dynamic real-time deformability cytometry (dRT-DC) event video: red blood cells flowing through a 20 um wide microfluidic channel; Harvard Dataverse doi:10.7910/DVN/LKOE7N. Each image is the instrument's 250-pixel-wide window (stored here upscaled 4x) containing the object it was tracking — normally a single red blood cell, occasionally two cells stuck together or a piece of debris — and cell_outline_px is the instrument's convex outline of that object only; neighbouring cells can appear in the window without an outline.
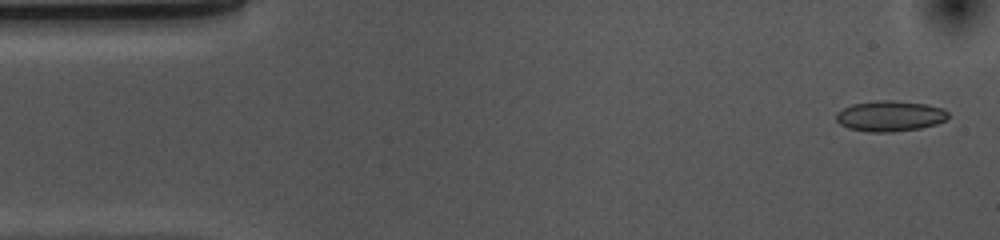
{"species": "common noctule bat (a hibernating species)", "species_latin": "Nyctalus noctula", "temperature_condition": "cold", "stored_images_in_passage": 53, "camera_frame_rate_fps": 3000, "um_per_image_px": 0.085, "animal": {"sex": "female", "body_mass_g": 10.0, "forearm_length_mm": 53.1}, "frame": {"image": 1, "passage_image": 2, "time_ms": 0.333, "image_size_px": [1000, 240], "cell_outline_px": [[948, 116], [944, 120], [936, 124], [920, 128], [892, 132], [868, 132], [848, 128], [840, 124], [836, 120], [836, 112], [852, 104], [876, 100], [892, 100], [924, 104], [944, 108], [948, 112]], "centroid_in_image_um": [75.63, 9.86], "position_along_channel_um": 9.4, "area_um2": 20.0}}
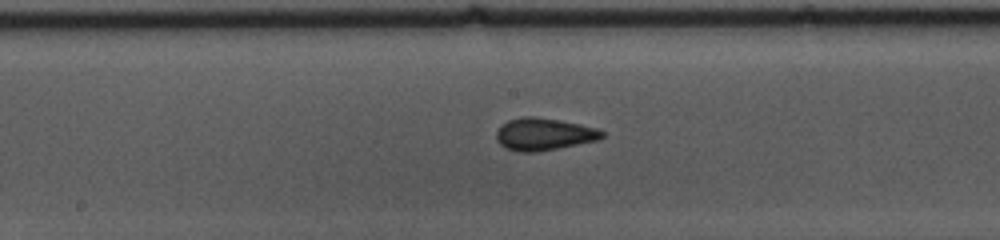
{"frame": {"image": 2, "passage_image": 26, "time_ms": 8.333, "image_size_px": [1000, 240], "cell_outline_px": [[604, 136], [600, 140], [536, 152], [516, 152], [504, 148], [496, 140], [496, 132], [508, 120], [524, 116], [532, 116], [580, 124], [596, 128], [604, 132]], "centroid_in_image_um": [46.22, 11.42], "position_along_channel_um": 202.0, "area_um2": 19.83}}
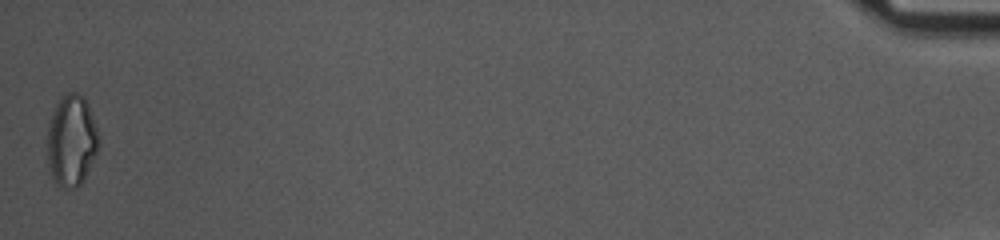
{"frame": {"image": 3, "passage_image": 53, "time_ms": 17.333, "image_size_px": [1000, 240], "cell_outline_px": [[100, 144], [84, 180], [76, 188], [60, 188], [56, 184], [52, 176], [48, 164], [48, 124], [56, 104], [68, 92], [76, 92], [84, 96], [88, 104], [100, 140]], "centroid_in_image_um": [6.08, 11.97], "position_along_channel_um": 429.1, "area_um2": 27.28}, "authors_computed_cell_mechanics": {"area_um2": 19.4786, "velocity_mm_per_s": 3.6607, "shape_relaxation_time_tau1_ms": 4.0094, "shape_relaxation_time_tau2_ms": 1.4953, "deformation_change_tau1": 0.1026, "deformation_change_tau2": 0.0826}}